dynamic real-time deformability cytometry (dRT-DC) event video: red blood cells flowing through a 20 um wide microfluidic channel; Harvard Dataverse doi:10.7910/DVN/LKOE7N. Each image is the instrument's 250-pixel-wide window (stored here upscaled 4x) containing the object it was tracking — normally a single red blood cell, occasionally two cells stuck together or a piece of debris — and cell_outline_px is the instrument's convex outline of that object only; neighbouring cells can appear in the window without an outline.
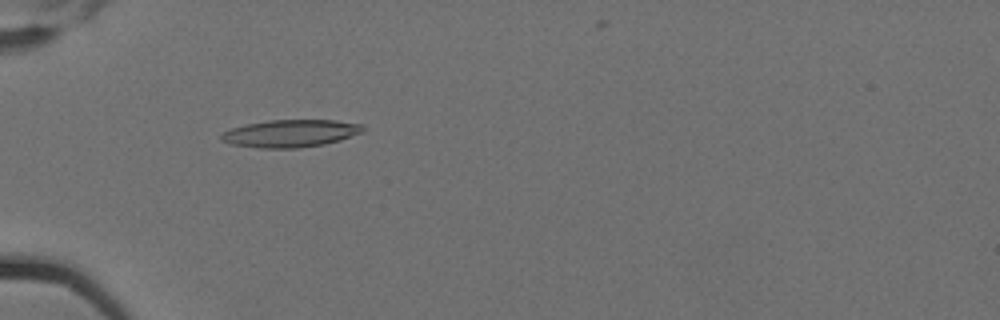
{"species": "Egyptian fruit bat (a non-hibernating species)", "species_latin": "Rousettus aegyptiacus", "temperature_condition": "cold", "stored_images_in_passage": 5, "camera_frame_rate_fps": 3000, "um_per_image_px": 0.085, "animal": {"sex": "female"}, "frame": {"image": 1, "passage_image": 5, "time_ms": 1.333, "image_size_px": [1000, 320], "cell_outline_px": [[364, 132], [340, 140], [324, 144], [300, 148], [260, 148], [232, 144], [220, 140], [220, 136], [224, 132], [232, 128], [248, 124], [272, 120], [336, 120], [364, 124]], "centroid_in_image_um": [24.75, 11.34], "position_along_channel_um": 60.3, "area_um2": 22.66}}